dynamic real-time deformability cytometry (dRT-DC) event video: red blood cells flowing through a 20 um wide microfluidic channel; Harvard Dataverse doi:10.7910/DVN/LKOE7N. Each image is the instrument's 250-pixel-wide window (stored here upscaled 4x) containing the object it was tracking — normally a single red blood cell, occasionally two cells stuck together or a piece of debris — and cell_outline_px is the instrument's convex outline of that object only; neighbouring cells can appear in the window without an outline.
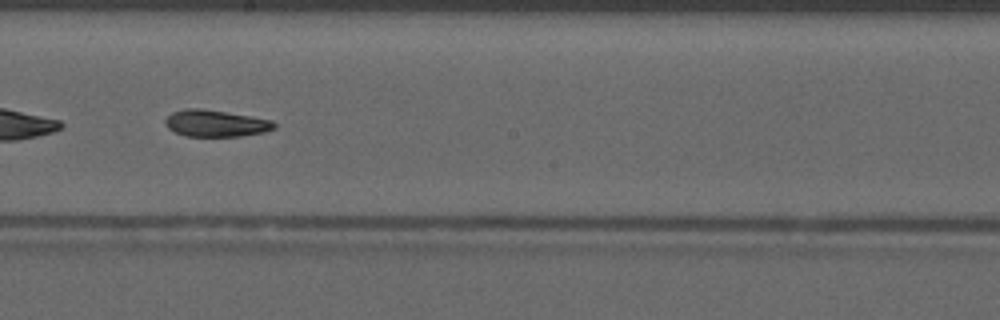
{"species": "common noctule bat (a hibernating species)", "species_latin": "Nyctalus noctula", "temperature_condition": "warm", "stored_images_in_passage": 50, "camera_frame_rate_fps": 3000, "um_per_image_px": 0.085, "animal": {"sex": "male", "forearm_length_mm": 52.5}, "frame": {"image": 1, "passage_image": 29, "time_ms": 9.333, "image_size_px": [1000, 320], "cell_outline_px": [[276, 128], [264, 132], [240, 136], [184, 136], [168, 128], [164, 124], [164, 120], [172, 112], [184, 108], [200, 108], [272, 120], [276, 124]], "centroid_in_image_um": [18.3, 10.48], "position_along_channel_um": 229.9, "area_um2": 16.88}, "authors_computed_cell_mechanics": {"area_um2": 17.5134, "velocity_mm_per_s": 4.1178, "shape_relaxation_time_tau1_ms": null, "shape_relaxation_time_tau2_ms": 10.4258, "deformation_change_tau1": null, "deformation_change_tau2": 0.1898}}